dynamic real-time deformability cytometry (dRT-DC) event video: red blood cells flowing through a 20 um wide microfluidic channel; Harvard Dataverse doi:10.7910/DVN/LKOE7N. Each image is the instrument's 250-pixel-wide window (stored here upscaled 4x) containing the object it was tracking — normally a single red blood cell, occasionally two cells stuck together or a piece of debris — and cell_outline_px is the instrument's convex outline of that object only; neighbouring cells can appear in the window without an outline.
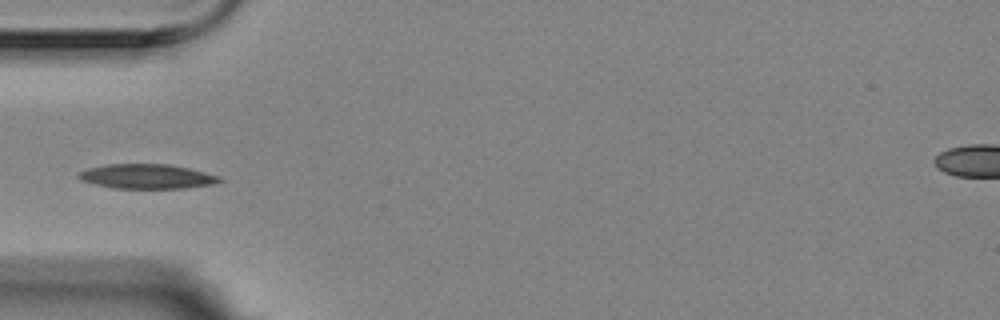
{"species": "Egyptian fruit bat (a non-hibernating species)", "species_latin": "Rousettus aegyptiacus", "temperature_condition": "room temperature", "stored_images_in_passage": 14, "camera_frame_rate_fps": 3000, "um_per_image_px": 0.085, "animal": {"sex": "female"}, "frame": {"image": 1, "passage_image": 4, "time_ms": 1.0, "image_size_px": [1000, 320], "cell_outline_px": [[224, 180], [216, 184], [188, 188], [112, 188], [80, 180], [76, 176], [80, 172], [88, 168], [108, 164], [168, 164], [188, 168], [220, 176]], "centroid_in_image_um": [12.52, 15.0], "position_along_channel_um": 72.5, "area_um2": 20.23}}
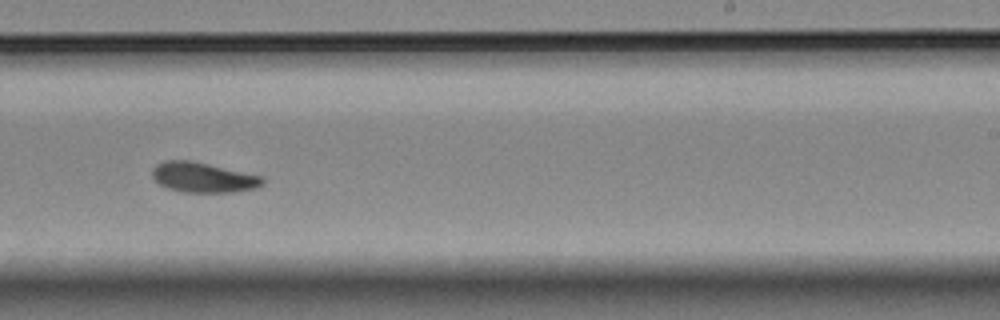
{"frame": {"image": 2, "passage_image": 9, "time_ms": 2.667, "image_size_px": [1000, 320], "cell_outline_px": [[264, 184], [256, 188], [232, 192], [184, 192], [168, 188], [160, 184], [152, 176], [152, 168], [156, 164], [164, 160], [192, 160], [264, 176]], "centroid_in_image_um": [17.29, 15.07], "position_along_channel_um": 271.7, "area_um2": 19.48}}
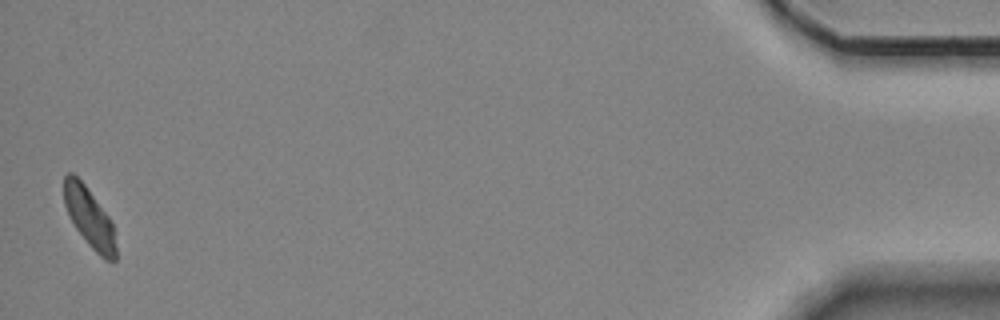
{"frame": {"image": 3, "passage_image": 14, "time_ms": 4.333, "image_size_px": [1000, 320], "cell_outline_px": [[116, 260], [104, 260], [88, 244], [76, 228], [64, 204], [64, 176], [68, 172], [72, 172], [84, 184], [108, 216], [112, 224], [116, 248]], "centroid_in_image_um": [7.59, 18.49], "position_along_channel_um": 427.6, "area_um2": 17.57}}